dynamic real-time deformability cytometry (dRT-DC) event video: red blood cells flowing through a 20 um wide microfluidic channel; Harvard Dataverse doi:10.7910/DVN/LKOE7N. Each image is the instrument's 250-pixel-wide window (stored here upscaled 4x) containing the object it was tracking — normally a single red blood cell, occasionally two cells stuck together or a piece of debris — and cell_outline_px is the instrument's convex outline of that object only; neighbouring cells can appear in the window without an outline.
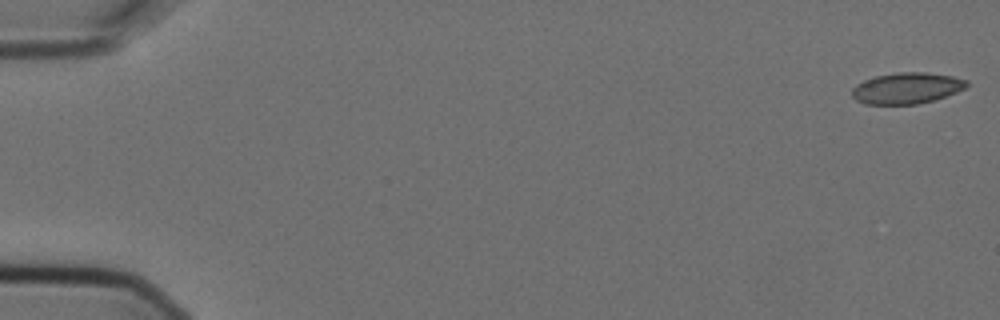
{"species": "Egyptian fruit bat (a non-hibernating species)", "species_latin": "Rousettus aegyptiacus", "temperature_condition": "cold", "stored_images_in_passage": 7, "camera_frame_rate_fps": 3000, "um_per_image_px": 0.085, "animal": {"sex": "female"}, "frame": {"image": 1, "passage_image": 1, "time_ms": 0.0, "image_size_px": [1000, 320], "cell_outline_px": [[968, 84], [964, 88], [956, 92], [932, 100], [916, 104], [864, 104], [856, 100], [852, 96], [852, 88], [856, 84], [864, 80], [876, 76], [900, 72], [924, 72], [952, 76], [968, 80]], "centroid_in_image_um": [77.04, 7.49], "position_along_channel_um": 8.0, "area_um2": 20.63}}
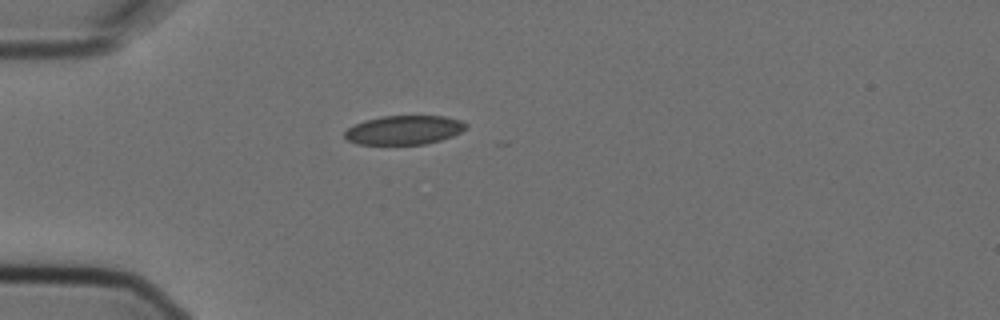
{"frame": {"image": 2, "passage_image": 5, "time_ms": 1.333, "image_size_px": [1000, 320], "cell_outline_px": [[468, 128], [452, 136], [440, 140], [424, 144], [356, 144], [348, 140], [344, 136], [344, 132], [348, 128], [364, 120], [384, 116], [444, 116], [460, 120], [468, 124]], "centroid_in_image_um": [34.36, 11.05], "position_along_channel_um": 50.6, "area_um2": 20.46}}